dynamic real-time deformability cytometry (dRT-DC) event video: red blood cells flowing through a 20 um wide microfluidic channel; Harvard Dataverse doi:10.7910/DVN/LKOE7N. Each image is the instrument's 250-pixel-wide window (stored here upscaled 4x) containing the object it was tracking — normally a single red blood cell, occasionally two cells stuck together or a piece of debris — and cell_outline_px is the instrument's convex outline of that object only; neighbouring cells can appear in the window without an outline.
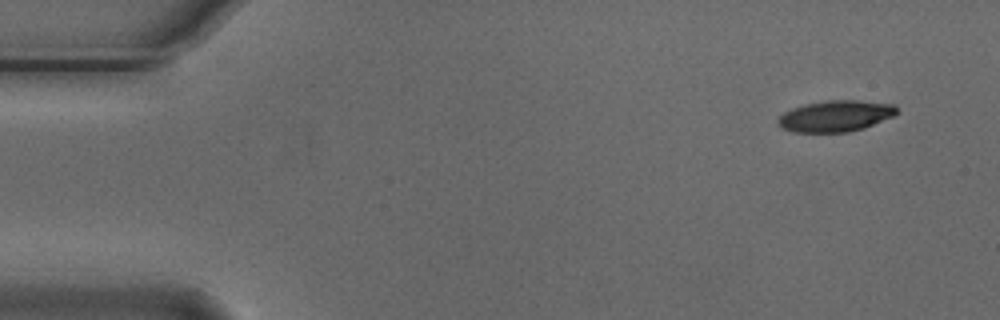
{"species": "Egyptian fruit bat (a non-hibernating species)", "species_latin": "Rousettus aegyptiacus", "temperature_condition": "cold", "stored_images_in_passage": 5, "camera_frame_rate_fps": 3000, "um_per_image_px": 0.085, "animal": {"sex": "male"}, "frame": {"image": 1, "passage_image": 1, "time_ms": 0.0, "image_size_px": [1000, 320], "cell_outline_px": [[900, 112], [892, 116], [864, 128], [848, 132], [792, 132], [784, 128], [776, 120], [784, 112], [792, 108], [804, 104], [828, 100], [856, 100], [896, 104]], "centroid_in_image_um": [71.05, 9.85], "position_along_channel_um": 13.9, "area_um2": 21.62}}
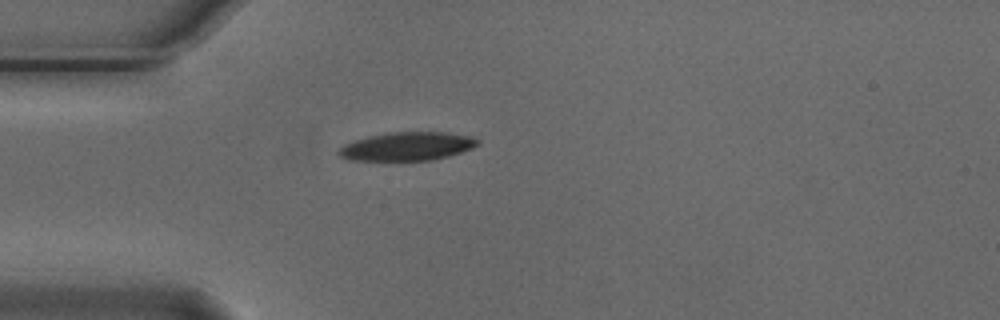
{"frame": {"image": 2, "passage_image": 4, "time_ms": 1.0, "image_size_px": [1000, 320], "cell_outline_px": [[480, 144], [472, 148], [448, 156], [432, 160], [348, 160], [340, 156], [336, 152], [344, 144], [368, 136], [384, 132], [448, 132], [472, 136], [480, 140]], "centroid_in_image_um": [34.62, 12.43], "position_along_channel_um": 50.4, "area_um2": 23.18}}